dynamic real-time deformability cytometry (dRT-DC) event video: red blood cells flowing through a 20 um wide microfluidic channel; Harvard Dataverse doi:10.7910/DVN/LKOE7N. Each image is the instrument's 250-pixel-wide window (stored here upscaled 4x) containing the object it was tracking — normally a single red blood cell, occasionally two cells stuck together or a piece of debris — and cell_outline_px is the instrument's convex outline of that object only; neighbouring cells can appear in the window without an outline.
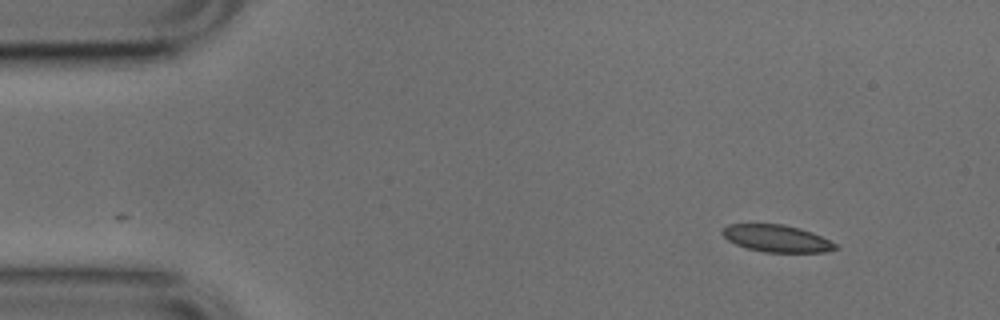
{"species": "common noctule bat (a hibernating species)", "species_latin": "Nyctalus noctula", "temperature_condition": "cold", "stored_images_in_passage": 48, "camera_frame_rate_fps": 3000, "um_per_image_px": 0.085, "animal": {"sex": "male", "body_mass_g": 17.9, "forearm_length_mm": 54.2}, "frame": {"image": 1, "passage_image": 1, "time_ms": 0.0, "image_size_px": [1000, 320], "cell_outline_px": [[840, 248], [824, 252], [764, 252], [744, 248], [728, 240], [720, 232], [728, 224], [784, 224], [800, 228], [812, 232], [836, 244]], "centroid_in_image_um": [66.0, 20.27], "position_along_channel_um": 19.0, "area_um2": 17.86}}
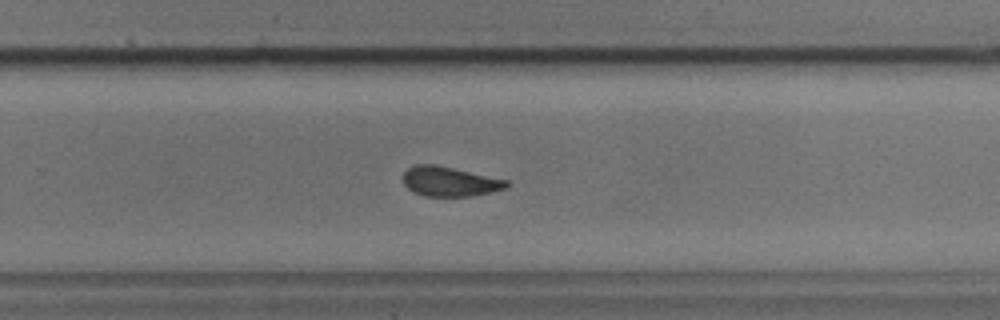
{"frame": {"image": 2, "passage_image": 29, "time_ms": 9.333, "image_size_px": [1000, 320], "cell_outline_px": [[508, 184], [504, 188], [488, 192], [468, 196], [424, 196], [412, 192], [404, 184], [404, 172], [408, 168], [416, 164], [436, 164], [508, 180]], "centroid_in_image_um": [38.17, 15.42], "position_along_channel_um": 291.6, "area_um2": 17.69}}
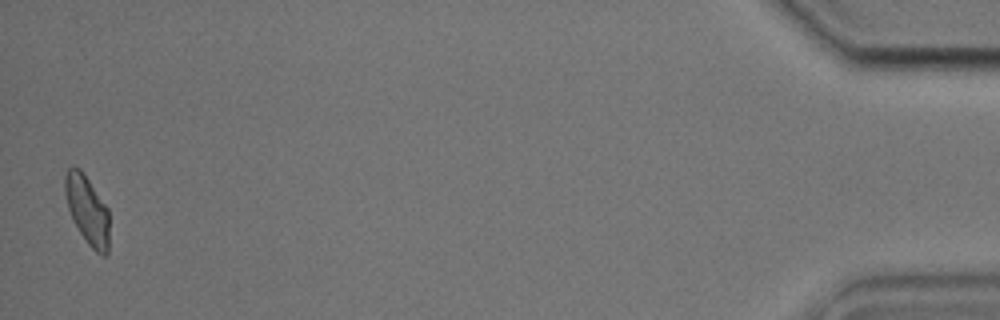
{"frame": {"image": 3, "passage_image": 47, "time_ms": 15.333, "image_size_px": [1000, 320], "cell_outline_px": [[108, 252], [104, 256], [96, 252], [88, 244], [72, 220], [68, 208], [64, 192], [64, 176], [68, 168], [72, 164], [80, 168], [108, 208]], "centroid_in_image_um": [7.39, 17.81], "position_along_channel_um": 427.8, "area_um2": 17.74}, "authors_computed_cell_mechanics": {"area_um2": 18.8139, "velocity_mm_per_s": 3.7958, "shape_relaxation_time_tau1_ms": 4.2888, "shape_relaxation_time_tau2_ms": 2.1606, "deformation_change_tau1": 0.1354, "deformation_change_tau2": 0.0793}}